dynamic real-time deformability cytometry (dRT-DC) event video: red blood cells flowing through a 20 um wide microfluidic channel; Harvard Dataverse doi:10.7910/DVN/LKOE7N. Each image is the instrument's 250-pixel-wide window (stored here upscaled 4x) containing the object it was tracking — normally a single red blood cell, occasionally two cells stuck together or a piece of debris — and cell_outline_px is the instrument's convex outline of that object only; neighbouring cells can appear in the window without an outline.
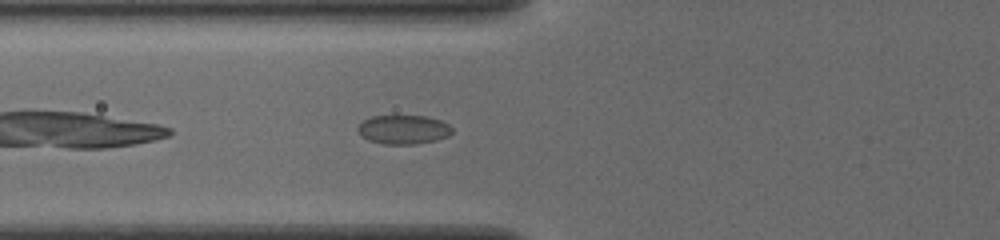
{"species": "common noctule bat (a hibernating species)", "species_latin": "Nyctalus noctula", "temperature_condition": "cold", "stored_images_in_passage": 36, "camera_frame_rate_fps": 3000, "um_per_image_px": 0.085, "animal": {"sex": "female", "body_mass_g": 19.5, "forearm_length_mm": 54.1}, "frame": {"image": 1, "passage_image": 4, "time_ms": 1.0, "image_size_px": [1000, 240], "cell_outline_px": [[452, 132], [448, 136], [436, 140], [416, 144], [384, 144], [368, 140], [360, 136], [356, 128], [364, 120], [372, 116], [424, 116], [440, 120], [448, 124], [452, 128]], "centroid_in_image_um": [34.27, 11.02], "position_along_channel_um": 91.5, "area_um2": 15.95}}
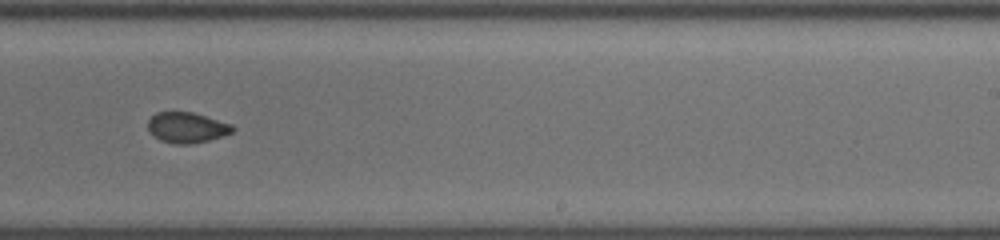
{"frame": {"image": 2, "passage_image": 18, "time_ms": 5.667, "image_size_px": [1000, 240], "cell_outline_px": [[236, 128], [232, 132], [208, 140], [192, 144], [176, 144], [160, 140], [152, 136], [148, 132], [148, 120], [156, 112], [192, 112], [232, 124]], "centroid_in_image_um": [15.85, 10.84], "position_along_channel_um": 273.2, "area_um2": 15.09}}
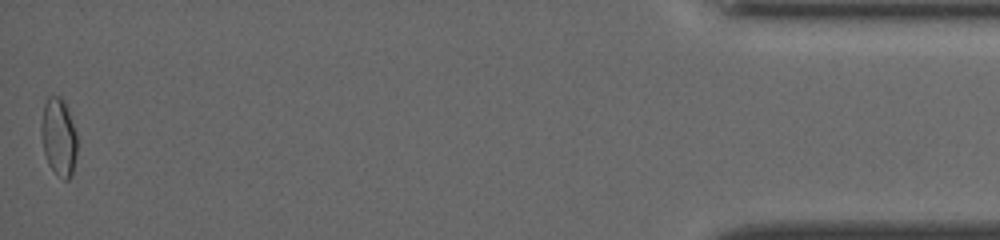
{"frame": {"image": 3, "passage_image": 36, "time_ms": 11.667, "image_size_px": [1000, 240], "cell_outline_px": [[76, 156], [72, 176], [68, 180], [64, 180], [48, 164], [44, 152], [40, 132], [40, 124], [44, 104], [48, 96], [60, 96], [64, 100], [76, 136]], "centroid_in_image_um": [4.96, 11.64], "position_along_channel_um": 430.2, "area_um2": 16.13}, "authors_computed_cell_mechanics": {"area_um2": 15.7505, "velocity_mm_per_s": 3.8944, "shape_relaxation_time_tau1_ms": null, "shape_relaxation_time_tau2_ms": 1.9318, "deformation_change_tau1": null, "deformation_change_tau2": 0.0518}}